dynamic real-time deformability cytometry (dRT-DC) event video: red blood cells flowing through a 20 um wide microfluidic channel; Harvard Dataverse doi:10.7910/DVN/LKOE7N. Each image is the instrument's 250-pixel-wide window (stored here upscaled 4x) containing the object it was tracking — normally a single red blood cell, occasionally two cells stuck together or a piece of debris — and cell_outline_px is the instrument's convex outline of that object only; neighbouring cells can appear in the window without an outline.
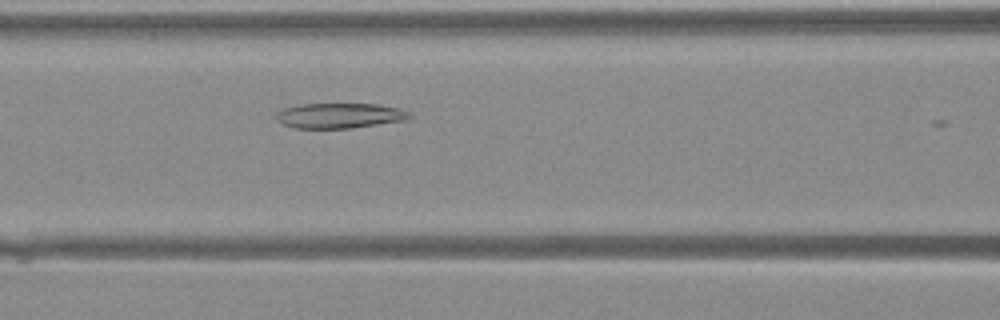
{"species": "Egyptian fruit bat (a non-hibernating species)", "species_latin": "Rousettus aegyptiacus", "temperature_condition": "warm", "stored_images_in_passage": 33, "camera_frame_rate_fps": 3000, "um_per_image_px": 0.085, "animal": {"sex": "female"}, "frame": {"image": 1, "passage_image": 13, "time_ms": 4.0, "image_size_px": [1000, 320], "cell_outline_px": [[412, 116], [408, 120], [348, 128], [292, 128], [276, 120], [276, 112], [284, 108], [300, 104], [380, 104], [396, 108], [408, 112]], "centroid_in_image_um": [28.84, 9.83], "position_along_channel_um": 137.8, "area_um2": 19.48}}
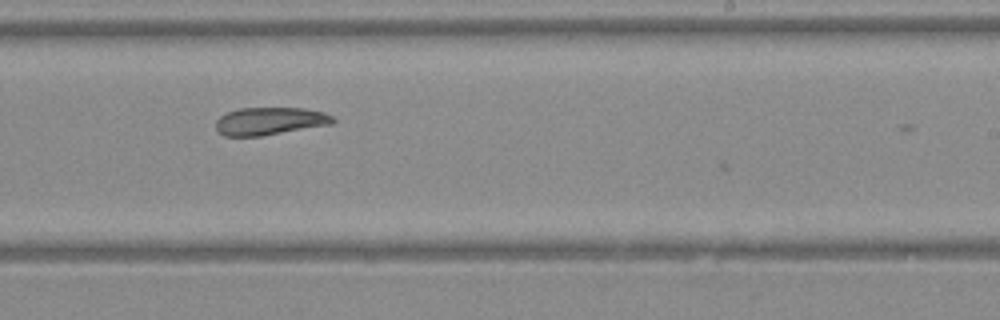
{"frame": {"image": 2, "passage_image": 21, "time_ms": 6.667, "image_size_px": [1000, 320], "cell_outline_px": [[336, 120], [332, 124], [260, 136], [224, 136], [216, 132], [216, 120], [220, 116], [228, 112], [240, 108], [304, 108], [324, 112], [332, 116]], "centroid_in_image_um": [22.92, 10.29], "position_along_channel_um": 266.1, "area_um2": 18.9}}
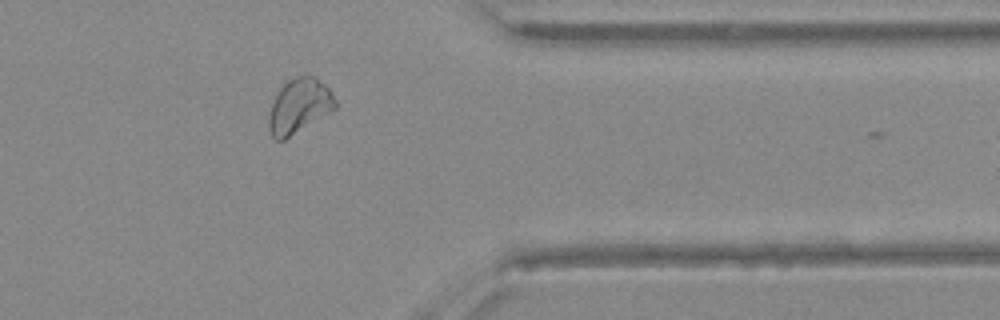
{"frame": {"image": 3, "passage_image": 29, "time_ms": 9.333, "image_size_px": [1000, 320], "cell_outline_px": [[336, 108], [284, 140], [276, 140], [272, 136], [268, 128], [268, 116], [272, 100], [280, 88], [288, 80], [296, 76], [316, 76], [328, 88], [336, 100]], "centroid_in_image_um": [25.4, 9.0], "position_along_channel_um": 386.0, "area_um2": 21.04}}